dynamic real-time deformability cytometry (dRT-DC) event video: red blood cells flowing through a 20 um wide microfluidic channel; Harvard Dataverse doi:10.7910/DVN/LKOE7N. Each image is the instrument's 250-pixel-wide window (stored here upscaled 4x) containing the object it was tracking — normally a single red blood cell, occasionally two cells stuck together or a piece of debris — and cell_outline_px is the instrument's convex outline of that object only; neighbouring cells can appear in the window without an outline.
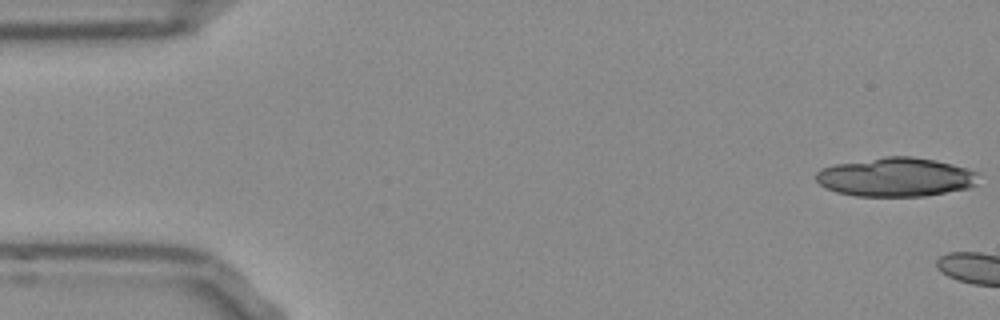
{"species": "Egyptian fruit bat (a non-hibernating species)", "species_latin": "Rousettus aegyptiacus", "temperature_condition": "room temperature", "stored_images_in_passage": 5, "camera_frame_rate_fps": 3000, "um_per_image_px": 0.085, "frame": {"image": 1, "passage_image": 1, "time_ms": 0.0, "image_size_px": [1000, 320], "cell_outline_px": [[976, 184], [968, 188], [924, 196], [856, 196], [836, 192], [824, 188], [816, 180], [816, 172], [820, 168], [836, 164], [884, 156], [912, 156], [936, 160], [952, 164], [976, 172]], "centroid_in_image_um": [76.09, 15.05], "position_along_channel_um": 8.9, "area_um2": 36.82}}